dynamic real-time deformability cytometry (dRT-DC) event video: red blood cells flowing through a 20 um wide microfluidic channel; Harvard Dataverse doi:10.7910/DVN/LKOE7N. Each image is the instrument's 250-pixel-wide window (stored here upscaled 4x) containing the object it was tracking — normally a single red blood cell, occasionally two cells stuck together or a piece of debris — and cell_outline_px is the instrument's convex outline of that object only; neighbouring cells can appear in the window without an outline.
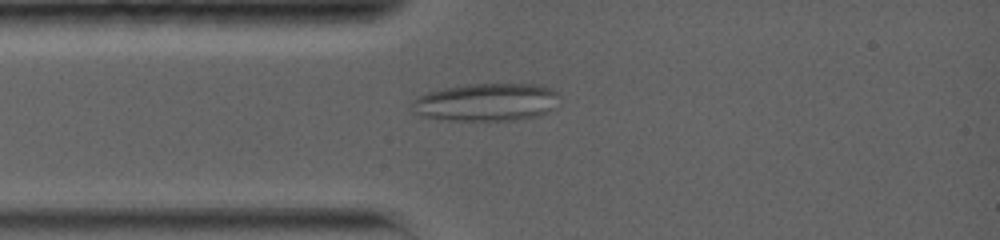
{"species": "common noctule bat (a hibernating species)", "species_latin": "Nyctalus noctula", "temperature_condition": "warm", "stored_images_in_passage": 63, "camera_frame_rate_fps": 5000, "um_per_image_px": 0.085, "animal": {"sex": "female", "body_mass_g": 19.0, "forearm_length_mm": 56.7}, "frame": {"image": 1, "passage_image": 10, "time_ms": 2.6, "image_size_px": [1000, 240], "cell_outline_px": [[556, 108], [536, 116], [512, 120], [448, 120], [420, 116], [408, 108], [412, 100], [416, 96], [428, 92], [444, 88], [468, 84], [540, 84], [552, 88], [556, 92]], "centroid_in_image_um": [41.28, 8.68], "position_along_channel_um": 43.7, "area_um2": 32.66}}
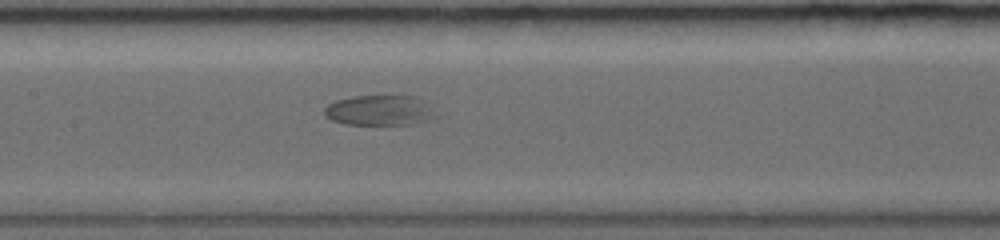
{"frame": {"image": 2, "passage_image": 23, "time_ms": 6.4, "image_size_px": [1000, 240], "cell_outline_px": [[440, 116], [432, 120], [412, 124], [344, 124], [332, 120], [324, 116], [324, 108], [328, 104], [336, 100], [352, 96], [420, 96], [432, 104], [440, 112]], "centroid_in_image_um": [32.41, 9.37], "position_along_channel_um": 175.0, "area_um2": 20.4}}
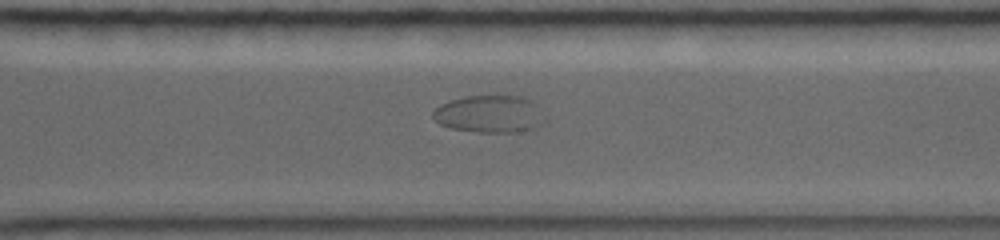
{"frame": {"image": 3, "passage_image": 38, "time_ms": 10.8, "image_size_px": [1000, 240], "cell_outline_px": [[548, 124], [520, 132], [476, 132], [452, 128], [440, 124], [432, 116], [432, 112], [440, 104], [452, 100], [468, 96], [520, 96], [532, 100], [548, 116]], "centroid_in_image_um": [41.73, 9.7], "position_along_channel_um": 328.9, "area_um2": 24.8}}